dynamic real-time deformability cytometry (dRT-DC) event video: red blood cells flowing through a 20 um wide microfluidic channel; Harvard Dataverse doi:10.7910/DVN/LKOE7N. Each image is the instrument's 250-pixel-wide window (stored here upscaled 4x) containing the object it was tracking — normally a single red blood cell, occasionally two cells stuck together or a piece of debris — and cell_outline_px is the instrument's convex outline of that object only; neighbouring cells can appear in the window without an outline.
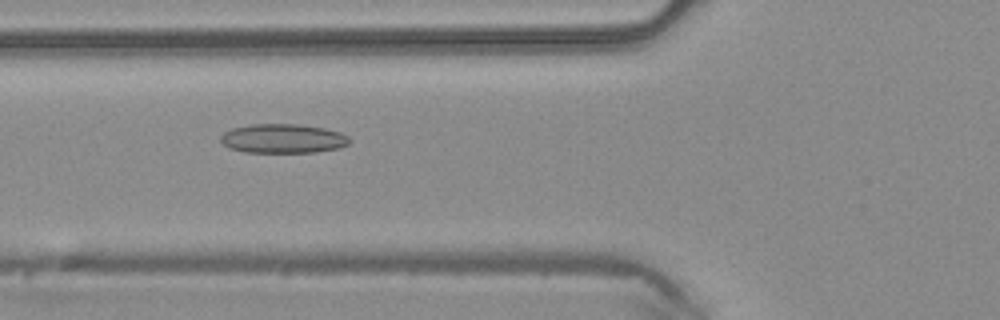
{"species": "common noctule bat (a hibernating species)", "species_latin": "Nyctalus noctula", "temperature_condition": "warm", "stored_images_in_passage": 36, "camera_frame_rate_fps": 3000, "um_per_image_px": 0.085, "animal": {"sex": "male", "body_mass_g": 20.4}, "frame": {"image": 1, "passage_image": 6, "time_ms": 1.667, "image_size_px": [1000, 320], "cell_outline_px": [[352, 140], [348, 144], [340, 148], [316, 152], [244, 152], [228, 148], [220, 140], [220, 136], [224, 132], [232, 128], [252, 124], [296, 124], [324, 128], [340, 132], [348, 136]], "centroid_in_image_um": [24.06, 11.78], "position_along_channel_um": 101.7, "area_um2": 22.02}}
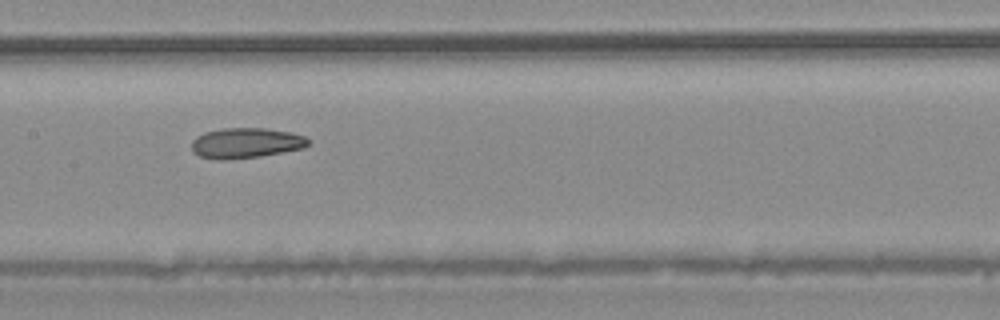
{"frame": {"image": 2, "passage_image": 12, "time_ms": 3.667, "image_size_px": [1000, 320], "cell_outline_px": [[312, 144], [304, 148], [260, 156], [228, 160], [220, 160], [200, 156], [192, 152], [192, 140], [196, 136], [204, 132], [224, 128], [268, 128], [292, 132], [304, 136], [312, 140]], "centroid_in_image_um": [20.94, 12.15], "position_along_channel_um": 186.5, "area_um2": 20.92}}
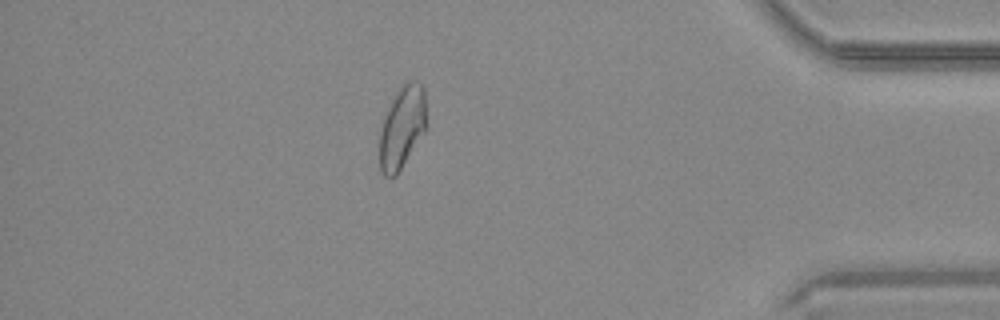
{"frame": {"image": 3, "passage_image": 30, "time_ms": 9.667, "image_size_px": [1000, 320], "cell_outline_px": [[428, 128], [396, 176], [384, 176], [380, 168], [380, 132], [388, 108], [396, 92], [404, 80], [412, 80], [420, 84], [424, 88], [428, 124]], "centroid_in_image_um": [34.23, 10.79], "position_along_channel_um": 401.0, "area_um2": 22.77}, "authors_computed_cell_mechanics": {"area_um2": 21.2415, "velocity_mm_per_s": 4.2116, "shape_relaxation_time_tau1_ms": null, "shape_relaxation_time_tau2_ms": 4.1792, "deformation_change_tau1": null, "deformation_change_tau2": 0.1112}}